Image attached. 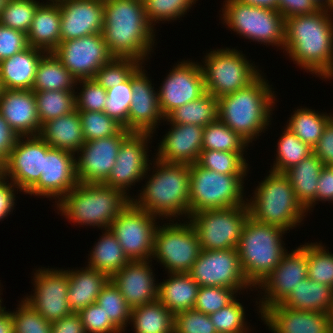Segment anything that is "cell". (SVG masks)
<instances>
[{
    "label": "cell",
    "instance_id": "63",
    "mask_svg": "<svg viewBox=\"0 0 333 333\" xmlns=\"http://www.w3.org/2000/svg\"><path fill=\"white\" fill-rule=\"evenodd\" d=\"M19 136L9 126L8 122L0 114V161L3 163L9 157V153L17 142Z\"/></svg>",
    "mask_w": 333,
    "mask_h": 333
},
{
    "label": "cell",
    "instance_id": "21",
    "mask_svg": "<svg viewBox=\"0 0 333 333\" xmlns=\"http://www.w3.org/2000/svg\"><path fill=\"white\" fill-rule=\"evenodd\" d=\"M131 133L122 128L114 136L86 141L76 153L78 183L102 184L114 167L122 142Z\"/></svg>",
    "mask_w": 333,
    "mask_h": 333
},
{
    "label": "cell",
    "instance_id": "11",
    "mask_svg": "<svg viewBox=\"0 0 333 333\" xmlns=\"http://www.w3.org/2000/svg\"><path fill=\"white\" fill-rule=\"evenodd\" d=\"M180 221H162L154 234V251L151 260H157L167 273H188L202 250L190 221L183 218Z\"/></svg>",
    "mask_w": 333,
    "mask_h": 333
},
{
    "label": "cell",
    "instance_id": "70",
    "mask_svg": "<svg viewBox=\"0 0 333 333\" xmlns=\"http://www.w3.org/2000/svg\"><path fill=\"white\" fill-rule=\"evenodd\" d=\"M1 291L2 290L0 289V315L6 310V307L2 306V301L3 300H2V297H1V294H2Z\"/></svg>",
    "mask_w": 333,
    "mask_h": 333
},
{
    "label": "cell",
    "instance_id": "43",
    "mask_svg": "<svg viewBox=\"0 0 333 333\" xmlns=\"http://www.w3.org/2000/svg\"><path fill=\"white\" fill-rule=\"evenodd\" d=\"M249 144L218 119L203 129L202 150L247 153Z\"/></svg>",
    "mask_w": 333,
    "mask_h": 333
},
{
    "label": "cell",
    "instance_id": "34",
    "mask_svg": "<svg viewBox=\"0 0 333 333\" xmlns=\"http://www.w3.org/2000/svg\"><path fill=\"white\" fill-rule=\"evenodd\" d=\"M324 166L321 159L312 153L284 172L305 210L315 201L318 179Z\"/></svg>",
    "mask_w": 333,
    "mask_h": 333
},
{
    "label": "cell",
    "instance_id": "14",
    "mask_svg": "<svg viewBox=\"0 0 333 333\" xmlns=\"http://www.w3.org/2000/svg\"><path fill=\"white\" fill-rule=\"evenodd\" d=\"M159 220V217L140 209L131 201L109 229L130 260H151Z\"/></svg>",
    "mask_w": 333,
    "mask_h": 333
},
{
    "label": "cell",
    "instance_id": "65",
    "mask_svg": "<svg viewBox=\"0 0 333 333\" xmlns=\"http://www.w3.org/2000/svg\"><path fill=\"white\" fill-rule=\"evenodd\" d=\"M0 333H14L13 320L9 310L0 315Z\"/></svg>",
    "mask_w": 333,
    "mask_h": 333
},
{
    "label": "cell",
    "instance_id": "48",
    "mask_svg": "<svg viewBox=\"0 0 333 333\" xmlns=\"http://www.w3.org/2000/svg\"><path fill=\"white\" fill-rule=\"evenodd\" d=\"M41 3L39 0H9L0 14V24L27 34Z\"/></svg>",
    "mask_w": 333,
    "mask_h": 333
},
{
    "label": "cell",
    "instance_id": "5",
    "mask_svg": "<svg viewBox=\"0 0 333 333\" xmlns=\"http://www.w3.org/2000/svg\"><path fill=\"white\" fill-rule=\"evenodd\" d=\"M132 199L123 191L104 184L78 183L54 207L74 225L109 229Z\"/></svg>",
    "mask_w": 333,
    "mask_h": 333
},
{
    "label": "cell",
    "instance_id": "38",
    "mask_svg": "<svg viewBox=\"0 0 333 333\" xmlns=\"http://www.w3.org/2000/svg\"><path fill=\"white\" fill-rule=\"evenodd\" d=\"M77 79L62 65L53 52L46 53L40 60L33 91H75Z\"/></svg>",
    "mask_w": 333,
    "mask_h": 333
},
{
    "label": "cell",
    "instance_id": "10",
    "mask_svg": "<svg viewBox=\"0 0 333 333\" xmlns=\"http://www.w3.org/2000/svg\"><path fill=\"white\" fill-rule=\"evenodd\" d=\"M242 52L235 47L206 52L200 64L207 93L219 98L236 92L246 88L262 73L254 61L248 60Z\"/></svg>",
    "mask_w": 333,
    "mask_h": 333
},
{
    "label": "cell",
    "instance_id": "26",
    "mask_svg": "<svg viewBox=\"0 0 333 333\" xmlns=\"http://www.w3.org/2000/svg\"><path fill=\"white\" fill-rule=\"evenodd\" d=\"M171 125L169 131L158 143L155 158L167 163L191 165L198 161L202 151L204 127L196 124H174L167 118L164 122ZM169 122V123H168Z\"/></svg>",
    "mask_w": 333,
    "mask_h": 333
},
{
    "label": "cell",
    "instance_id": "13",
    "mask_svg": "<svg viewBox=\"0 0 333 333\" xmlns=\"http://www.w3.org/2000/svg\"><path fill=\"white\" fill-rule=\"evenodd\" d=\"M307 277L308 243L306 242L296 249L287 251L278 266L256 287L255 290L260 289L259 295L256 294L259 296L258 299H255L259 318L266 309L281 304L295 290L299 282Z\"/></svg>",
    "mask_w": 333,
    "mask_h": 333
},
{
    "label": "cell",
    "instance_id": "54",
    "mask_svg": "<svg viewBox=\"0 0 333 333\" xmlns=\"http://www.w3.org/2000/svg\"><path fill=\"white\" fill-rule=\"evenodd\" d=\"M75 89L77 90H75L76 110L93 112L104 111V106L107 101L106 89L100 86L93 78L77 80Z\"/></svg>",
    "mask_w": 333,
    "mask_h": 333
},
{
    "label": "cell",
    "instance_id": "2",
    "mask_svg": "<svg viewBox=\"0 0 333 333\" xmlns=\"http://www.w3.org/2000/svg\"><path fill=\"white\" fill-rule=\"evenodd\" d=\"M103 16L102 33L113 57L133 58L143 65L150 60L157 32L146 18L142 0H104Z\"/></svg>",
    "mask_w": 333,
    "mask_h": 333
},
{
    "label": "cell",
    "instance_id": "7",
    "mask_svg": "<svg viewBox=\"0 0 333 333\" xmlns=\"http://www.w3.org/2000/svg\"><path fill=\"white\" fill-rule=\"evenodd\" d=\"M285 229L249 217L243 227L238 254L246 280L255 289L278 266L288 251Z\"/></svg>",
    "mask_w": 333,
    "mask_h": 333
},
{
    "label": "cell",
    "instance_id": "67",
    "mask_svg": "<svg viewBox=\"0 0 333 333\" xmlns=\"http://www.w3.org/2000/svg\"><path fill=\"white\" fill-rule=\"evenodd\" d=\"M318 9L333 11V3L331 0H311Z\"/></svg>",
    "mask_w": 333,
    "mask_h": 333
},
{
    "label": "cell",
    "instance_id": "49",
    "mask_svg": "<svg viewBox=\"0 0 333 333\" xmlns=\"http://www.w3.org/2000/svg\"><path fill=\"white\" fill-rule=\"evenodd\" d=\"M245 307L234 299L226 307L210 314L211 321L215 326L217 333H251L250 324L247 325Z\"/></svg>",
    "mask_w": 333,
    "mask_h": 333
},
{
    "label": "cell",
    "instance_id": "71",
    "mask_svg": "<svg viewBox=\"0 0 333 333\" xmlns=\"http://www.w3.org/2000/svg\"><path fill=\"white\" fill-rule=\"evenodd\" d=\"M4 176V165L3 162L0 161V179Z\"/></svg>",
    "mask_w": 333,
    "mask_h": 333
},
{
    "label": "cell",
    "instance_id": "58",
    "mask_svg": "<svg viewBox=\"0 0 333 333\" xmlns=\"http://www.w3.org/2000/svg\"><path fill=\"white\" fill-rule=\"evenodd\" d=\"M28 46L25 33L0 24V61L10 58Z\"/></svg>",
    "mask_w": 333,
    "mask_h": 333
},
{
    "label": "cell",
    "instance_id": "53",
    "mask_svg": "<svg viewBox=\"0 0 333 333\" xmlns=\"http://www.w3.org/2000/svg\"><path fill=\"white\" fill-rule=\"evenodd\" d=\"M17 306L15 311H9L13 320L14 333H51L52 323L27 302L21 299Z\"/></svg>",
    "mask_w": 333,
    "mask_h": 333
},
{
    "label": "cell",
    "instance_id": "73",
    "mask_svg": "<svg viewBox=\"0 0 333 333\" xmlns=\"http://www.w3.org/2000/svg\"><path fill=\"white\" fill-rule=\"evenodd\" d=\"M331 120H332V122H333V113H331Z\"/></svg>",
    "mask_w": 333,
    "mask_h": 333
},
{
    "label": "cell",
    "instance_id": "22",
    "mask_svg": "<svg viewBox=\"0 0 333 333\" xmlns=\"http://www.w3.org/2000/svg\"><path fill=\"white\" fill-rule=\"evenodd\" d=\"M77 184L76 154L51 148L43 157V173L39 181L26 194L53 199L56 205Z\"/></svg>",
    "mask_w": 333,
    "mask_h": 333
},
{
    "label": "cell",
    "instance_id": "64",
    "mask_svg": "<svg viewBox=\"0 0 333 333\" xmlns=\"http://www.w3.org/2000/svg\"><path fill=\"white\" fill-rule=\"evenodd\" d=\"M51 333H85L78 313H72L52 323Z\"/></svg>",
    "mask_w": 333,
    "mask_h": 333
},
{
    "label": "cell",
    "instance_id": "46",
    "mask_svg": "<svg viewBox=\"0 0 333 333\" xmlns=\"http://www.w3.org/2000/svg\"><path fill=\"white\" fill-rule=\"evenodd\" d=\"M196 1L198 0H143L146 18L153 28L156 23L172 22L185 17Z\"/></svg>",
    "mask_w": 333,
    "mask_h": 333
},
{
    "label": "cell",
    "instance_id": "72",
    "mask_svg": "<svg viewBox=\"0 0 333 333\" xmlns=\"http://www.w3.org/2000/svg\"><path fill=\"white\" fill-rule=\"evenodd\" d=\"M46 1H48V2H57L59 0H46Z\"/></svg>",
    "mask_w": 333,
    "mask_h": 333
},
{
    "label": "cell",
    "instance_id": "16",
    "mask_svg": "<svg viewBox=\"0 0 333 333\" xmlns=\"http://www.w3.org/2000/svg\"><path fill=\"white\" fill-rule=\"evenodd\" d=\"M34 270L31 282L34 293L25 295L23 300L51 323L72 314L67 300L68 271L45 267Z\"/></svg>",
    "mask_w": 333,
    "mask_h": 333
},
{
    "label": "cell",
    "instance_id": "32",
    "mask_svg": "<svg viewBox=\"0 0 333 333\" xmlns=\"http://www.w3.org/2000/svg\"><path fill=\"white\" fill-rule=\"evenodd\" d=\"M39 136L51 147L74 154L85 143L78 110L47 121Z\"/></svg>",
    "mask_w": 333,
    "mask_h": 333
},
{
    "label": "cell",
    "instance_id": "39",
    "mask_svg": "<svg viewBox=\"0 0 333 333\" xmlns=\"http://www.w3.org/2000/svg\"><path fill=\"white\" fill-rule=\"evenodd\" d=\"M297 108L293 111L294 113L292 112L284 127L313 149L322 136L323 130L331 121V112H318V110L304 108V106Z\"/></svg>",
    "mask_w": 333,
    "mask_h": 333
},
{
    "label": "cell",
    "instance_id": "68",
    "mask_svg": "<svg viewBox=\"0 0 333 333\" xmlns=\"http://www.w3.org/2000/svg\"><path fill=\"white\" fill-rule=\"evenodd\" d=\"M328 315H329V321H330L332 329H333V299H332V302H331V306H330V310H329Z\"/></svg>",
    "mask_w": 333,
    "mask_h": 333
},
{
    "label": "cell",
    "instance_id": "8",
    "mask_svg": "<svg viewBox=\"0 0 333 333\" xmlns=\"http://www.w3.org/2000/svg\"><path fill=\"white\" fill-rule=\"evenodd\" d=\"M190 165L189 217L206 210L247 205L244 178ZM245 198V199H244Z\"/></svg>",
    "mask_w": 333,
    "mask_h": 333
},
{
    "label": "cell",
    "instance_id": "18",
    "mask_svg": "<svg viewBox=\"0 0 333 333\" xmlns=\"http://www.w3.org/2000/svg\"><path fill=\"white\" fill-rule=\"evenodd\" d=\"M169 71L157 91L159 107L165 118L177 107L206 93L200 62L190 59L178 61Z\"/></svg>",
    "mask_w": 333,
    "mask_h": 333
},
{
    "label": "cell",
    "instance_id": "3",
    "mask_svg": "<svg viewBox=\"0 0 333 333\" xmlns=\"http://www.w3.org/2000/svg\"><path fill=\"white\" fill-rule=\"evenodd\" d=\"M151 158L144 175L147 181L137 196L133 194L132 202L161 220L189 219L190 165Z\"/></svg>",
    "mask_w": 333,
    "mask_h": 333
},
{
    "label": "cell",
    "instance_id": "36",
    "mask_svg": "<svg viewBox=\"0 0 333 333\" xmlns=\"http://www.w3.org/2000/svg\"><path fill=\"white\" fill-rule=\"evenodd\" d=\"M333 299V287L311 281L308 277L299 282L295 290L281 305L301 311L329 313Z\"/></svg>",
    "mask_w": 333,
    "mask_h": 333
},
{
    "label": "cell",
    "instance_id": "42",
    "mask_svg": "<svg viewBox=\"0 0 333 333\" xmlns=\"http://www.w3.org/2000/svg\"><path fill=\"white\" fill-rule=\"evenodd\" d=\"M41 126L75 110V91H34Z\"/></svg>",
    "mask_w": 333,
    "mask_h": 333
},
{
    "label": "cell",
    "instance_id": "61",
    "mask_svg": "<svg viewBox=\"0 0 333 333\" xmlns=\"http://www.w3.org/2000/svg\"><path fill=\"white\" fill-rule=\"evenodd\" d=\"M18 192V188L9 179L4 176L0 179V222L15 210Z\"/></svg>",
    "mask_w": 333,
    "mask_h": 333
},
{
    "label": "cell",
    "instance_id": "62",
    "mask_svg": "<svg viewBox=\"0 0 333 333\" xmlns=\"http://www.w3.org/2000/svg\"><path fill=\"white\" fill-rule=\"evenodd\" d=\"M313 153L324 165L333 166V122L327 124L323 134L313 148Z\"/></svg>",
    "mask_w": 333,
    "mask_h": 333
},
{
    "label": "cell",
    "instance_id": "51",
    "mask_svg": "<svg viewBox=\"0 0 333 333\" xmlns=\"http://www.w3.org/2000/svg\"><path fill=\"white\" fill-rule=\"evenodd\" d=\"M131 76L123 83L106 90L104 112L128 130V112L132 100Z\"/></svg>",
    "mask_w": 333,
    "mask_h": 333
},
{
    "label": "cell",
    "instance_id": "47",
    "mask_svg": "<svg viewBox=\"0 0 333 333\" xmlns=\"http://www.w3.org/2000/svg\"><path fill=\"white\" fill-rule=\"evenodd\" d=\"M142 63L128 57H112L93 78L106 90L125 82Z\"/></svg>",
    "mask_w": 333,
    "mask_h": 333
},
{
    "label": "cell",
    "instance_id": "6",
    "mask_svg": "<svg viewBox=\"0 0 333 333\" xmlns=\"http://www.w3.org/2000/svg\"><path fill=\"white\" fill-rule=\"evenodd\" d=\"M268 173L253 190V196L247 198L249 217L290 232L304 224L303 219L308 213L298 202L286 175L272 170Z\"/></svg>",
    "mask_w": 333,
    "mask_h": 333
},
{
    "label": "cell",
    "instance_id": "25",
    "mask_svg": "<svg viewBox=\"0 0 333 333\" xmlns=\"http://www.w3.org/2000/svg\"><path fill=\"white\" fill-rule=\"evenodd\" d=\"M152 261L131 260L110 278L131 309L157 300L158 281Z\"/></svg>",
    "mask_w": 333,
    "mask_h": 333
},
{
    "label": "cell",
    "instance_id": "27",
    "mask_svg": "<svg viewBox=\"0 0 333 333\" xmlns=\"http://www.w3.org/2000/svg\"><path fill=\"white\" fill-rule=\"evenodd\" d=\"M271 333H333L329 315L318 311H301L276 304L261 314Z\"/></svg>",
    "mask_w": 333,
    "mask_h": 333
},
{
    "label": "cell",
    "instance_id": "15",
    "mask_svg": "<svg viewBox=\"0 0 333 333\" xmlns=\"http://www.w3.org/2000/svg\"><path fill=\"white\" fill-rule=\"evenodd\" d=\"M188 274L200 287L231 288L239 295L254 290L245 278L237 249L201 250Z\"/></svg>",
    "mask_w": 333,
    "mask_h": 333
},
{
    "label": "cell",
    "instance_id": "57",
    "mask_svg": "<svg viewBox=\"0 0 333 333\" xmlns=\"http://www.w3.org/2000/svg\"><path fill=\"white\" fill-rule=\"evenodd\" d=\"M85 333H123L96 302L79 313Z\"/></svg>",
    "mask_w": 333,
    "mask_h": 333
},
{
    "label": "cell",
    "instance_id": "9",
    "mask_svg": "<svg viewBox=\"0 0 333 333\" xmlns=\"http://www.w3.org/2000/svg\"><path fill=\"white\" fill-rule=\"evenodd\" d=\"M220 20L229 30L259 44L284 49L285 19L275 9L224 0Z\"/></svg>",
    "mask_w": 333,
    "mask_h": 333
},
{
    "label": "cell",
    "instance_id": "66",
    "mask_svg": "<svg viewBox=\"0 0 333 333\" xmlns=\"http://www.w3.org/2000/svg\"><path fill=\"white\" fill-rule=\"evenodd\" d=\"M242 3L250 4L276 10V0H237Z\"/></svg>",
    "mask_w": 333,
    "mask_h": 333
},
{
    "label": "cell",
    "instance_id": "56",
    "mask_svg": "<svg viewBox=\"0 0 333 333\" xmlns=\"http://www.w3.org/2000/svg\"><path fill=\"white\" fill-rule=\"evenodd\" d=\"M174 333H217L209 315L189 309L174 314Z\"/></svg>",
    "mask_w": 333,
    "mask_h": 333
},
{
    "label": "cell",
    "instance_id": "40",
    "mask_svg": "<svg viewBox=\"0 0 333 333\" xmlns=\"http://www.w3.org/2000/svg\"><path fill=\"white\" fill-rule=\"evenodd\" d=\"M217 98L205 93L197 100L177 107L166 118L174 124H196L206 127L217 120Z\"/></svg>",
    "mask_w": 333,
    "mask_h": 333
},
{
    "label": "cell",
    "instance_id": "24",
    "mask_svg": "<svg viewBox=\"0 0 333 333\" xmlns=\"http://www.w3.org/2000/svg\"><path fill=\"white\" fill-rule=\"evenodd\" d=\"M61 41L103 32L104 0H59Z\"/></svg>",
    "mask_w": 333,
    "mask_h": 333
},
{
    "label": "cell",
    "instance_id": "29",
    "mask_svg": "<svg viewBox=\"0 0 333 333\" xmlns=\"http://www.w3.org/2000/svg\"><path fill=\"white\" fill-rule=\"evenodd\" d=\"M47 52L28 46L0 61V86L9 90H32L36 70Z\"/></svg>",
    "mask_w": 333,
    "mask_h": 333
},
{
    "label": "cell",
    "instance_id": "45",
    "mask_svg": "<svg viewBox=\"0 0 333 333\" xmlns=\"http://www.w3.org/2000/svg\"><path fill=\"white\" fill-rule=\"evenodd\" d=\"M96 303L103 307L106 315L124 333L130 325L131 308L111 280L102 288Z\"/></svg>",
    "mask_w": 333,
    "mask_h": 333
},
{
    "label": "cell",
    "instance_id": "60",
    "mask_svg": "<svg viewBox=\"0 0 333 333\" xmlns=\"http://www.w3.org/2000/svg\"><path fill=\"white\" fill-rule=\"evenodd\" d=\"M276 10L284 19L315 13L319 9L311 0H276Z\"/></svg>",
    "mask_w": 333,
    "mask_h": 333
},
{
    "label": "cell",
    "instance_id": "37",
    "mask_svg": "<svg viewBox=\"0 0 333 333\" xmlns=\"http://www.w3.org/2000/svg\"><path fill=\"white\" fill-rule=\"evenodd\" d=\"M130 323L135 333H174V314L158 299L132 308Z\"/></svg>",
    "mask_w": 333,
    "mask_h": 333
},
{
    "label": "cell",
    "instance_id": "4",
    "mask_svg": "<svg viewBox=\"0 0 333 333\" xmlns=\"http://www.w3.org/2000/svg\"><path fill=\"white\" fill-rule=\"evenodd\" d=\"M263 74L246 88L217 98V119L248 144L256 141L270 127L271 115L278 101L273 85Z\"/></svg>",
    "mask_w": 333,
    "mask_h": 333
},
{
    "label": "cell",
    "instance_id": "17",
    "mask_svg": "<svg viewBox=\"0 0 333 333\" xmlns=\"http://www.w3.org/2000/svg\"><path fill=\"white\" fill-rule=\"evenodd\" d=\"M152 137L151 133L132 132L122 142L114 167L102 184L119 189L132 199L131 186L143 181L151 161L148 144Z\"/></svg>",
    "mask_w": 333,
    "mask_h": 333
},
{
    "label": "cell",
    "instance_id": "35",
    "mask_svg": "<svg viewBox=\"0 0 333 333\" xmlns=\"http://www.w3.org/2000/svg\"><path fill=\"white\" fill-rule=\"evenodd\" d=\"M103 231L97 240L98 242L92 246L94 248L88 254V262L85 266L102 271L111 278L131 260L110 229H104Z\"/></svg>",
    "mask_w": 333,
    "mask_h": 333
},
{
    "label": "cell",
    "instance_id": "52",
    "mask_svg": "<svg viewBox=\"0 0 333 333\" xmlns=\"http://www.w3.org/2000/svg\"><path fill=\"white\" fill-rule=\"evenodd\" d=\"M86 141L116 135L123 127L104 111H78Z\"/></svg>",
    "mask_w": 333,
    "mask_h": 333
},
{
    "label": "cell",
    "instance_id": "55",
    "mask_svg": "<svg viewBox=\"0 0 333 333\" xmlns=\"http://www.w3.org/2000/svg\"><path fill=\"white\" fill-rule=\"evenodd\" d=\"M239 295L234 289L226 287H199L194 309L210 315L230 304Z\"/></svg>",
    "mask_w": 333,
    "mask_h": 333
},
{
    "label": "cell",
    "instance_id": "69",
    "mask_svg": "<svg viewBox=\"0 0 333 333\" xmlns=\"http://www.w3.org/2000/svg\"><path fill=\"white\" fill-rule=\"evenodd\" d=\"M8 2H9V0H0V14H1L2 10L6 7Z\"/></svg>",
    "mask_w": 333,
    "mask_h": 333
},
{
    "label": "cell",
    "instance_id": "59",
    "mask_svg": "<svg viewBox=\"0 0 333 333\" xmlns=\"http://www.w3.org/2000/svg\"><path fill=\"white\" fill-rule=\"evenodd\" d=\"M320 201L333 203V166L330 165H325L322 168L317 183L315 201L306 209V212H313L314 206Z\"/></svg>",
    "mask_w": 333,
    "mask_h": 333
},
{
    "label": "cell",
    "instance_id": "30",
    "mask_svg": "<svg viewBox=\"0 0 333 333\" xmlns=\"http://www.w3.org/2000/svg\"><path fill=\"white\" fill-rule=\"evenodd\" d=\"M60 6L58 2L44 1L37 7L27 35L30 47L53 52L61 41Z\"/></svg>",
    "mask_w": 333,
    "mask_h": 333
},
{
    "label": "cell",
    "instance_id": "31",
    "mask_svg": "<svg viewBox=\"0 0 333 333\" xmlns=\"http://www.w3.org/2000/svg\"><path fill=\"white\" fill-rule=\"evenodd\" d=\"M69 277L68 304L73 313H79L96 302L110 278L102 271L89 267L66 269Z\"/></svg>",
    "mask_w": 333,
    "mask_h": 333
},
{
    "label": "cell",
    "instance_id": "44",
    "mask_svg": "<svg viewBox=\"0 0 333 333\" xmlns=\"http://www.w3.org/2000/svg\"><path fill=\"white\" fill-rule=\"evenodd\" d=\"M246 153H234L229 151L202 150L198 161L199 166L221 174L248 175L250 166ZM247 160H246V159Z\"/></svg>",
    "mask_w": 333,
    "mask_h": 333
},
{
    "label": "cell",
    "instance_id": "20",
    "mask_svg": "<svg viewBox=\"0 0 333 333\" xmlns=\"http://www.w3.org/2000/svg\"><path fill=\"white\" fill-rule=\"evenodd\" d=\"M53 53L77 80L94 78L97 70L113 57L103 33L60 41Z\"/></svg>",
    "mask_w": 333,
    "mask_h": 333
},
{
    "label": "cell",
    "instance_id": "41",
    "mask_svg": "<svg viewBox=\"0 0 333 333\" xmlns=\"http://www.w3.org/2000/svg\"><path fill=\"white\" fill-rule=\"evenodd\" d=\"M282 134L276 143V157L270 170L284 173L286 170L299 164L302 160L313 153V149L306 143L302 142L288 128H283Z\"/></svg>",
    "mask_w": 333,
    "mask_h": 333
},
{
    "label": "cell",
    "instance_id": "1",
    "mask_svg": "<svg viewBox=\"0 0 333 333\" xmlns=\"http://www.w3.org/2000/svg\"><path fill=\"white\" fill-rule=\"evenodd\" d=\"M332 17L333 11L319 9L285 19L283 53L321 80L333 79Z\"/></svg>",
    "mask_w": 333,
    "mask_h": 333
},
{
    "label": "cell",
    "instance_id": "33",
    "mask_svg": "<svg viewBox=\"0 0 333 333\" xmlns=\"http://www.w3.org/2000/svg\"><path fill=\"white\" fill-rule=\"evenodd\" d=\"M158 283L157 299L173 314L194 309L199 285L188 273H168Z\"/></svg>",
    "mask_w": 333,
    "mask_h": 333
},
{
    "label": "cell",
    "instance_id": "50",
    "mask_svg": "<svg viewBox=\"0 0 333 333\" xmlns=\"http://www.w3.org/2000/svg\"><path fill=\"white\" fill-rule=\"evenodd\" d=\"M308 278L333 287V253L323 243H308Z\"/></svg>",
    "mask_w": 333,
    "mask_h": 333
},
{
    "label": "cell",
    "instance_id": "12",
    "mask_svg": "<svg viewBox=\"0 0 333 333\" xmlns=\"http://www.w3.org/2000/svg\"><path fill=\"white\" fill-rule=\"evenodd\" d=\"M249 218L247 205L206 210L191 214L202 250L237 249L243 227Z\"/></svg>",
    "mask_w": 333,
    "mask_h": 333
},
{
    "label": "cell",
    "instance_id": "23",
    "mask_svg": "<svg viewBox=\"0 0 333 333\" xmlns=\"http://www.w3.org/2000/svg\"><path fill=\"white\" fill-rule=\"evenodd\" d=\"M142 65L131 75L133 93L128 112V131L154 134L165 117L159 107L158 89Z\"/></svg>",
    "mask_w": 333,
    "mask_h": 333
},
{
    "label": "cell",
    "instance_id": "28",
    "mask_svg": "<svg viewBox=\"0 0 333 333\" xmlns=\"http://www.w3.org/2000/svg\"><path fill=\"white\" fill-rule=\"evenodd\" d=\"M0 114L18 136H36L41 132L33 90L2 89Z\"/></svg>",
    "mask_w": 333,
    "mask_h": 333
},
{
    "label": "cell",
    "instance_id": "19",
    "mask_svg": "<svg viewBox=\"0 0 333 333\" xmlns=\"http://www.w3.org/2000/svg\"><path fill=\"white\" fill-rule=\"evenodd\" d=\"M51 147L39 136H19L3 163L4 177L26 194L43 173V157Z\"/></svg>",
    "mask_w": 333,
    "mask_h": 333
}]
</instances>
